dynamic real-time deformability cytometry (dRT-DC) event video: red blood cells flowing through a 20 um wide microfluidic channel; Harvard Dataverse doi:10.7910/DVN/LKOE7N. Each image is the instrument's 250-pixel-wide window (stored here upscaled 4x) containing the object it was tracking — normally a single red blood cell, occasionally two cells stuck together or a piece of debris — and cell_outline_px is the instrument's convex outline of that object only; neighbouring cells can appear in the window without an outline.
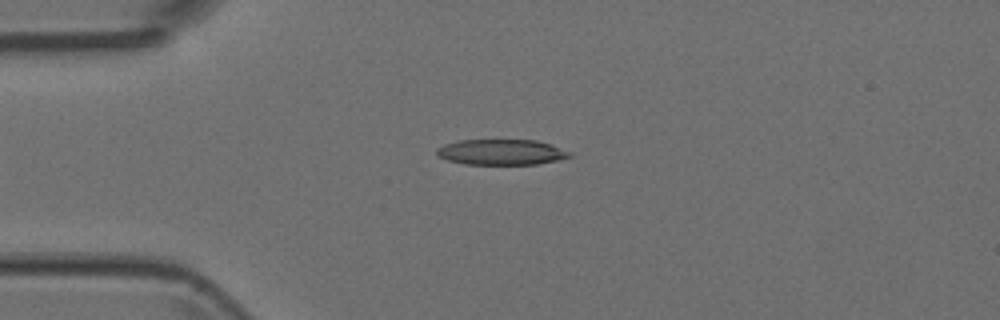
{"species": "Egyptian fruit bat (a non-hibernating species)", "species_latin": "Rousettus aegyptiacus", "temperature_condition": "room temperature", "stored_images_in_passage": 5, "camera_frame_rate_fps": 3000, "um_per_image_px": 0.085, "animal": {"sex": "female"}, "frame": {"image": 1, "passage_image": 3, "time_ms": 0.667, "image_size_px": [1000, 320], "cell_outline_px": [[572, 156], [556, 160], [536, 164], [464, 164], [448, 160], [440, 156], [436, 152], [436, 148], [444, 144], [460, 140], [536, 140], [552, 144], [572, 152]], "centroid_in_image_um": [42.64, 12.92], "position_along_channel_um": 42.4, "area_um2": 19.77}}
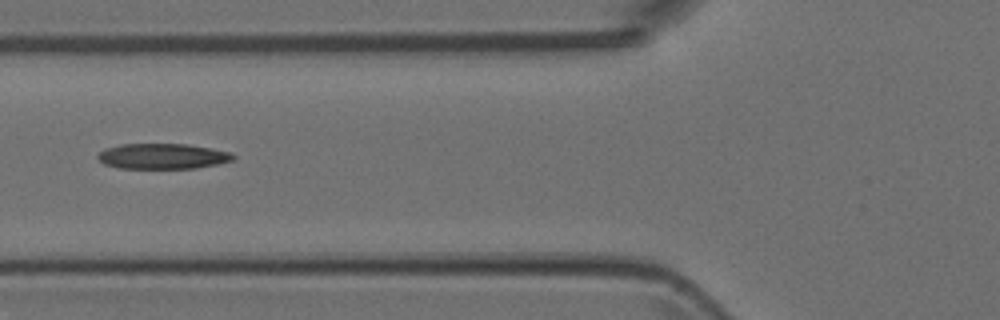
{"frame": {"image": 2, "passage_image": 5, "time_ms": 1.333, "image_size_px": [1000, 320], "cell_outline_px": [[236, 160], [196, 168], [120, 168], [104, 164], [96, 156], [104, 148], [120, 144], [188, 144], [212, 148], [232, 152], [236, 156]], "centroid_in_image_um": [13.86, 13.27], "position_along_channel_um": 111.9, "area_um2": 20.23}}